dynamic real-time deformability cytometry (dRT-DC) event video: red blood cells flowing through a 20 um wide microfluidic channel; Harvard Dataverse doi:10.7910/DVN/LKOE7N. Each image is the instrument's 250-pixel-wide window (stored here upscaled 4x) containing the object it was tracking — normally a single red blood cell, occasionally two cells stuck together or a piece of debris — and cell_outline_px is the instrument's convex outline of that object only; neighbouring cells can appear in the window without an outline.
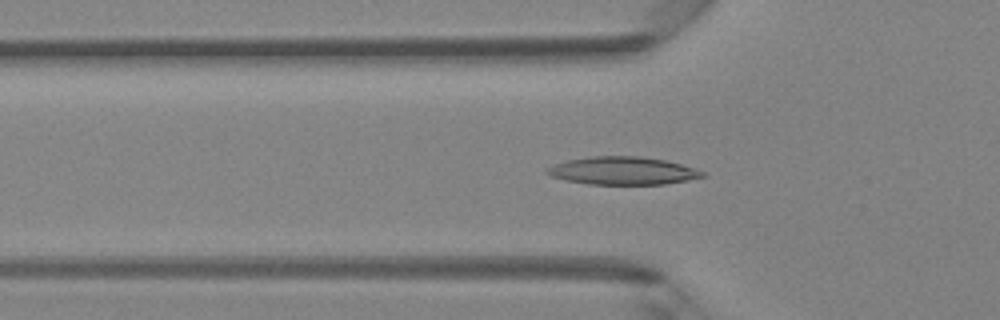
{"species": "Egyptian fruit bat (a non-hibernating species)", "species_latin": "Rousettus aegyptiacus", "temperature_condition": "room temperature", "stored_images_in_passage": 41, "camera_frame_rate_fps": 3000, "um_per_image_px": 0.085, "animal": {"sex": "female"}, "frame": {"image": 1, "passage_image": 9, "time_ms": 2.667, "image_size_px": [1000, 320], "cell_outline_px": [[704, 176], [688, 180], [664, 184], [588, 184], [564, 180], [552, 176], [544, 172], [548, 168], [556, 164], [568, 160], [592, 156], [640, 156], [664, 160], [680, 164], [704, 172]], "centroid_in_image_um": [52.9, 14.51], "position_along_channel_um": 72.9, "area_um2": 24.91}}
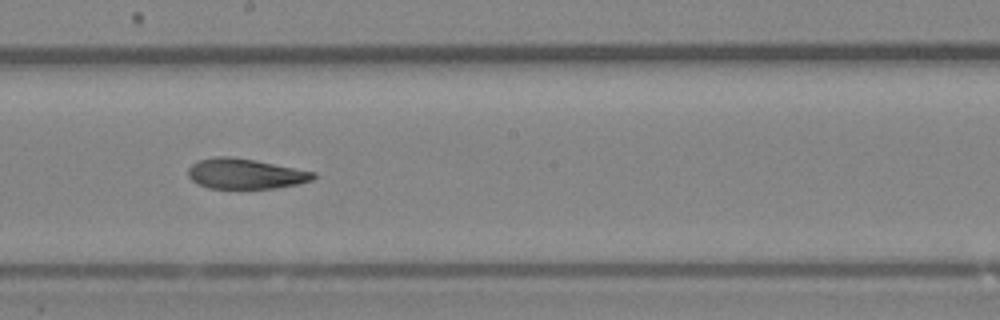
{"frame": {"image": 2, "passage_image": 20, "time_ms": 6.333, "image_size_px": [1000, 320], "cell_outline_px": [[316, 176], [312, 180], [300, 184], [276, 188], [208, 188], [192, 180], [188, 176], [188, 168], [192, 164], [200, 160], [216, 156], [228, 156], [256, 160], [316, 172]], "centroid_in_image_um": [20.88, 14.77], "position_along_channel_um": 227.3, "area_um2": 22.08}}
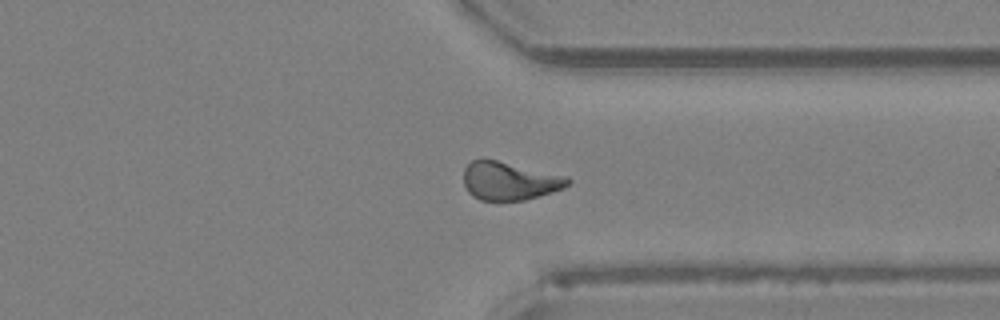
{"frame": {"image": 3, "passage_image": 30, "time_ms": 9.667, "image_size_px": [1000, 320], "cell_outline_px": [[572, 180], [564, 188], [552, 192], [524, 200], [480, 200], [472, 196], [468, 192], [464, 184], [464, 168], [472, 160], [496, 160], [568, 176]], "centroid_in_image_um": [43.32, 15.38], "position_along_channel_um": 368.1, "area_um2": 23.06}, "authors_computed_cell_mechanics": {"area_um2": 23.1778, "velocity_mm_per_s": 4.2187, "shape_relaxation_time_tau1_ms": 5.8341, "shape_relaxation_time_tau2_ms": 7.08, "deformation_change_tau1": 0.1696, "deformation_change_tau2": 0.1358}}